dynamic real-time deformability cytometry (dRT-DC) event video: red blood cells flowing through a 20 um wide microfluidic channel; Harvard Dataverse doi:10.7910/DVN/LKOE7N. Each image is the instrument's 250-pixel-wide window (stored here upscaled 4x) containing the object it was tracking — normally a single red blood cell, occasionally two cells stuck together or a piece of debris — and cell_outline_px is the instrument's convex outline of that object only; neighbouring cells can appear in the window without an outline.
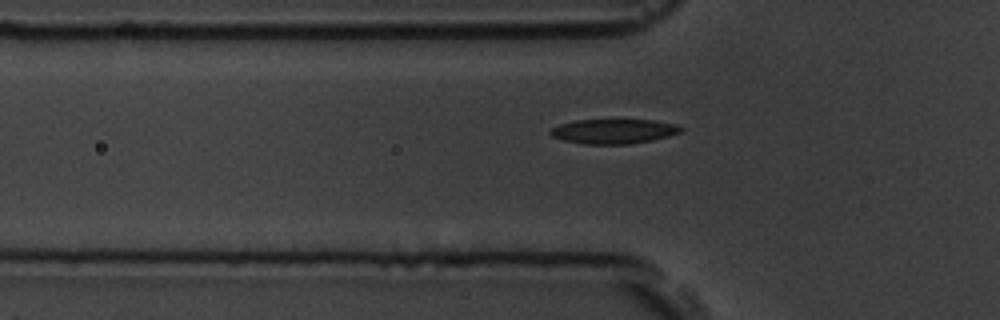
{"species": "common noctule bat (a hibernating species)", "species_latin": "Nyctalus noctula", "temperature_condition": "room temperature", "stored_images_in_passage": 38, "camera_frame_rate_fps": 3000, "um_per_image_px": 0.085, "animal": {"sex": "male", "body_mass_g": 19.5, "forearm_length_mm": 54.6}, "frame": {"image": 1, "passage_image": 3, "time_ms": 0.667, "image_size_px": [1000, 320], "cell_outline_px": [[684, 132], [652, 140], [632, 144], [584, 144], [564, 140], [552, 136], [548, 132], [552, 128], [560, 124], [576, 120], [652, 120], [676, 124], [684, 128]], "centroid_in_image_um": [52.2, 11.16], "position_along_channel_um": 73.6, "area_um2": 18.79}}
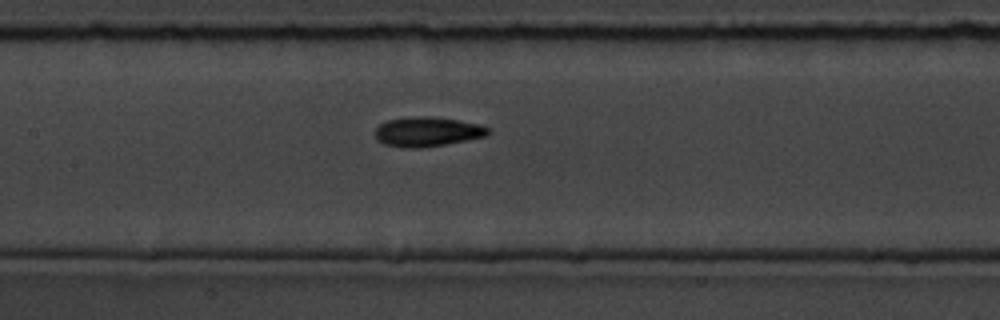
{"frame": {"image": 2, "passage_image": 11, "time_ms": 3.333, "image_size_px": [1000, 320], "cell_outline_px": [[492, 132], [488, 136], [444, 144], [420, 148], [408, 148], [384, 144], [376, 140], [376, 128], [380, 124], [388, 120], [416, 116], [432, 116], [460, 120], [480, 124], [492, 128]], "centroid_in_image_um": [36.39, 11.19], "position_along_channel_um": 171.0, "area_um2": 19.65}}
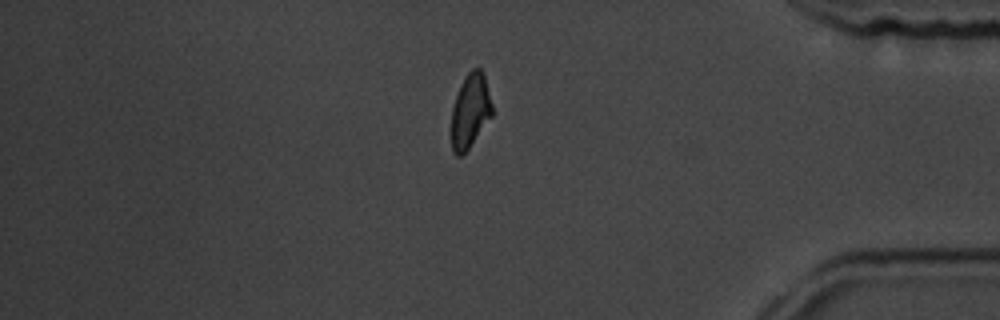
{"frame": {"image": 3, "passage_image": 32, "time_ms": 10.333, "image_size_px": [1000, 320], "cell_outline_px": [[492, 116], [468, 148], [460, 156], [456, 156], [452, 152], [452, 108], [460, 84], [468, 72], [472, 68], [480, 68], [484, 72], [492, 104]], "centroid_in_image_um": [39.97, 9.39], "position_along_channel_um": 395.2, "area_um2": 17.51}, "authors_computed_cell_mechanics": {"area_um2": 18.5538, "velocity_mm_per_s": 3.6337, "shape_relaxation_time_tau1_ms": 3.2114, "shape_relaxation_time_tau2_ms": 5.9978, "deformation_change_tau1": 0.1425, "deformation_change_tau2": 0.0934}}